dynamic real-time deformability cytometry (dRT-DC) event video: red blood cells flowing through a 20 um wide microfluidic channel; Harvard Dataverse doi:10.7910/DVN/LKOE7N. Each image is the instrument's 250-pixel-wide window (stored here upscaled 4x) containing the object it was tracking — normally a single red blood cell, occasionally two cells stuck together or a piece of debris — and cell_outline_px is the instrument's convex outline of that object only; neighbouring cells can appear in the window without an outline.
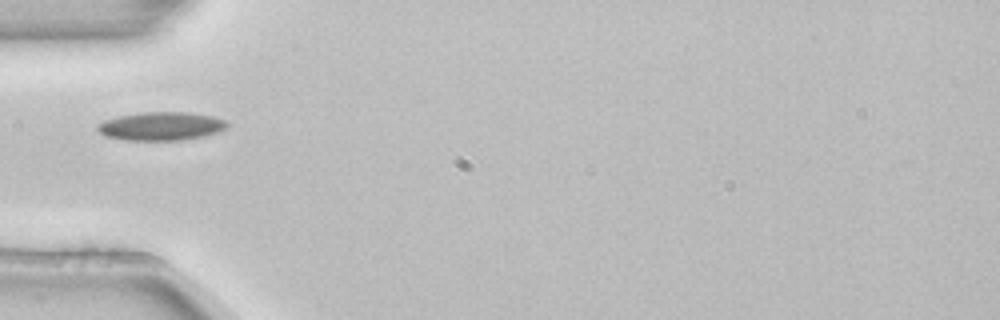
{"species": "common noctule bat (a hibernating species)", "species_latin": "Nyctalus noctula", "temperature_condition": "room temperature", "stored_images_in_passage": 5, "camera_frame_rate_fps": 3000, "um_per_image_px": 0.085, "animal": {"sex": "female", "body_mass_g": 22.7, "forearm_length_mm": 54.2}, "frame": {"image": 1, "passage_image": 5, "time_ms": 1.333, "image_size_px": [1000, 320], "cell_outline_px": [[228, 124], [224, 128], [216, 132], [200, 136], [180, 140], [124, 140], [104, 136], [96, 128], [96, 124], [104, 120], [120, 116], [144, 112], [188, 112], [212, 116], [224, 120]], "centroid_in_image_um": [13.62, 10.72], "position_along_channel_um": 71.4, "area_um2": 21.21}}